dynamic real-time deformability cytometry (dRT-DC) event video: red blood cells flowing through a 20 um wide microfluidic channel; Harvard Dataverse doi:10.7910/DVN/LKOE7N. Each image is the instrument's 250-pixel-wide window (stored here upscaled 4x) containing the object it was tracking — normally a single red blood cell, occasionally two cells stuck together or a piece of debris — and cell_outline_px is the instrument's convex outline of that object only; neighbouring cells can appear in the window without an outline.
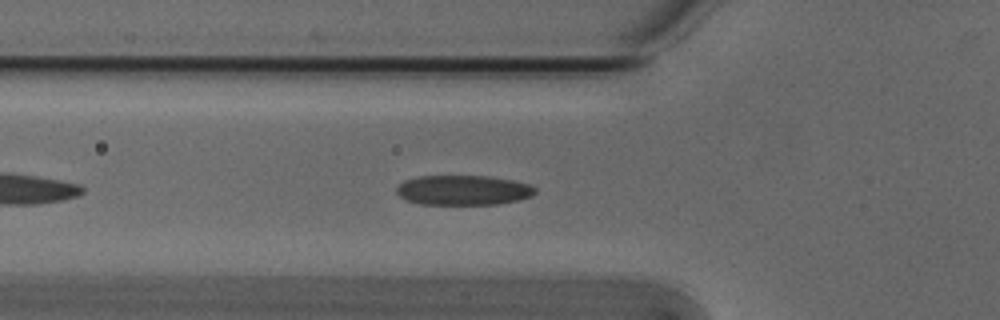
{"species": "Egyptian fruit bat (a non-hibernating species)", "species_latin": "Rousettus aegyptiacus", "temperature_condition": "cold", "stored_images_in_passage": 28, "camera_frame_rate_fps": 3000, "um_per_image_px": 0.085, "animal": {"sex": "male"}, "frame": {"image": 1, "passage_image": 7, "time_ms": 2.0, "image_size_px": [1000, 320], "cell_outline_px": [[536, 192], [532, 196], [516, 200], [496, 204], [420, 204], [404, 200], [396, 192], [396, 188], [404, 180], [420, 176], [488, 176], [512, 180], [528, 184], [536, 188]], "centroid_in_image_um": [39.35, 16.16], "position_along_channel_um": 86.5, "area_um2": 24.04}}
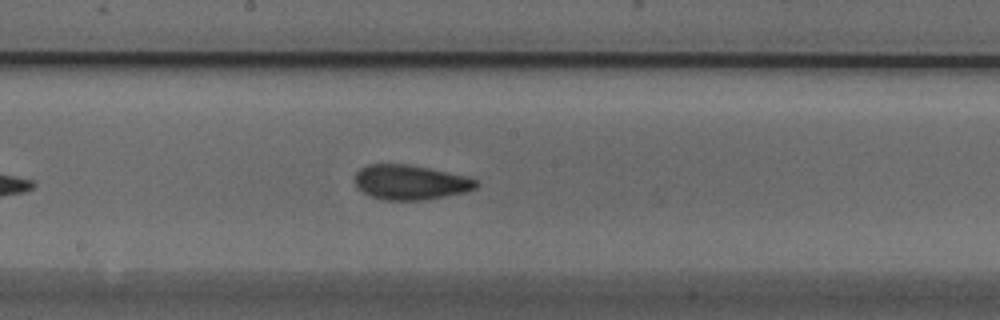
{"frame": {"image": 2, "passage_image": 17, "time_ms": 5.333, "image_size_px": [1000, 320], "cell_outline_px": [[480, 184], [476, 188], [464, 192], [424, 200], [384, 200], [372, 196], [356, 188], [356, 172], [360, 168], [368, 164], [408, 164], [468, 176], [480, 180]], "centroid_in_image_um": [34.91, 15.49], "position_along_channel_um": 213.3, "area_um2": 24.62}}
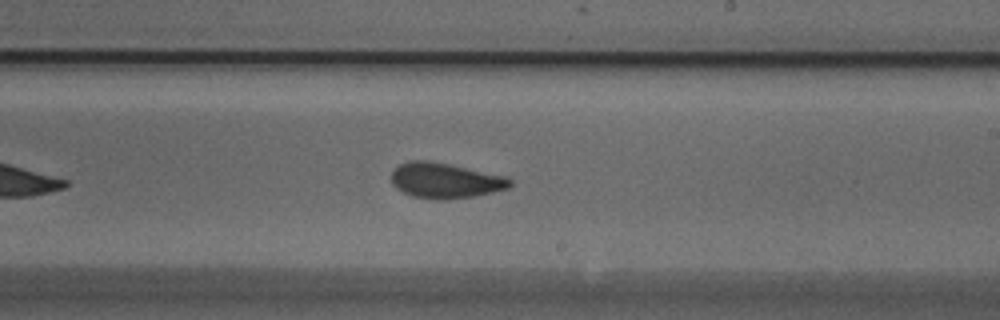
{"frame": {"image": 3, "passage_image": 20, "time_ms": 6.333, "image_size_px": [1000, 320], "cell_outline_px": [[512, 184], [508, 188], [476, 196], [448, 200], [436, 200], [412, 196], [396, 188], [392, 184], [392, 172], [400, 164], [412, 160], [424, 160], [448, 164], [508, 176], [512, 180]], "centroid_in_image_um": [37.87, 15.36], "position_along_channel_um": 251.1, "area_um2": 24.51}}